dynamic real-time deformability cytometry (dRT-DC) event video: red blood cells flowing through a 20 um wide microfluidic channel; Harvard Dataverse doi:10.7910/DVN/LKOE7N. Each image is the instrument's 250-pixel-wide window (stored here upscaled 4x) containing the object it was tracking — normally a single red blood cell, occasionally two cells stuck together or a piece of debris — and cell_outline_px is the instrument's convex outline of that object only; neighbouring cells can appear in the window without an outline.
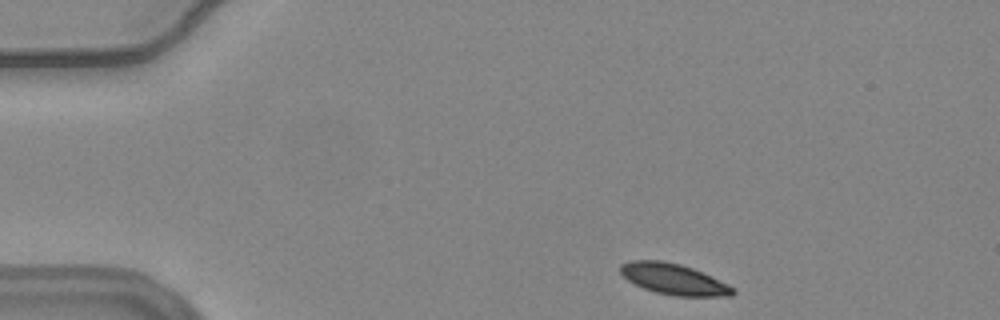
{"species": "common noctule bat (a hibernating species)", "species_latin": "Nyctalus noctula", "temperature_condition": "warm", "stored_images_in_passage": 43, "camera_frame_rate_fps": 3000, "um_per_image_px": 0.085, "animal": {"sex": "female", "body_mass_g": 24.6, "forearm_length_mm": 56.2}, "frame": {"image": 1, "passage_image": 2, "time_ms": 0.333, "image_size_px": [1000, 320], "cell_outline_px": [[736, 292], [732, 296], [676, 296], [656, 292], [644, 288], [628, 280], [620, 272], [620, 264], [628, 260], [660, 260], [680, 264], [692, 268], [728, 284], [736, 288]], "centroid_in_image_um": [57.27, 23.72], "position_along_channel_um": 27.7, "area_um2": 20.17}}
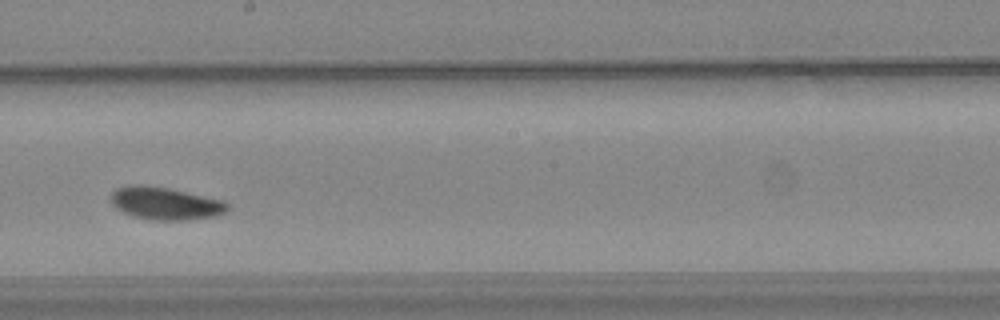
{"frame": {"image": 2, "passage_image": 25, "time_ms": 8.0, "image_size_px": [1000, 320], "cell_outline_px": [[228, 208], [224, 212], [216, 216], [188, 220], [152, 220], [132, 216], [116, 208], [112, 204], [112, 192], [116, 188], [128, 184], [140, 184], [168, 188], [224, 200], [228, 204]], "centroid_in_image_um": [14.04, 17.28], "position_along_channel_um": 234.2, "area_um2": 22.2}}
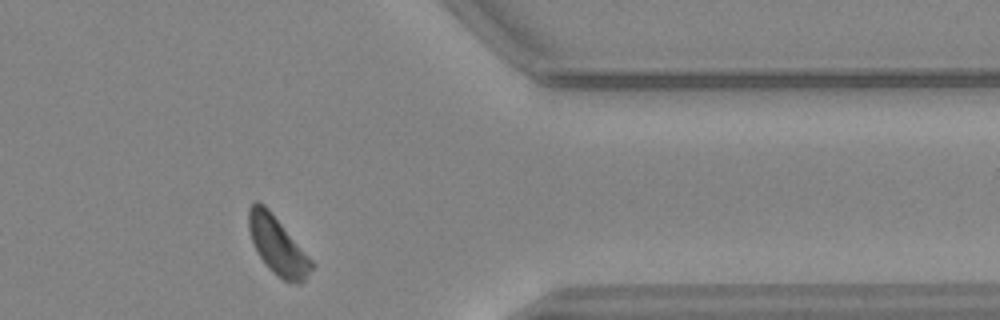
{"frame": {"image": 3, "passage_image": 39, "time_ms": 12.667, "image_size_px": [1000, 320], "cell_outline_px": [[316, 264], [304, 280], [300, 284], [292, 284], [276, 276], [268, 268], [260, 256], [252, 240], [248, 228], [248, 208], [256, 200], [264, 204], [268, 208]], "centroid_in_image_um": [23.61, 20.89], "position_along_channel_um": 387.8, "area_um2": 21.21}, "authors_computed_cell_mechanics": {"area_um2": 21.3282, "velocity_mm_per_s": 3.6441, "shape_relaxation_time_tau1_ms": 3.7546, "shape_relaxation_time_tau2_ms": null, "deformation_change_tau1": 0.0999, "deformation_change_tau2": null}}